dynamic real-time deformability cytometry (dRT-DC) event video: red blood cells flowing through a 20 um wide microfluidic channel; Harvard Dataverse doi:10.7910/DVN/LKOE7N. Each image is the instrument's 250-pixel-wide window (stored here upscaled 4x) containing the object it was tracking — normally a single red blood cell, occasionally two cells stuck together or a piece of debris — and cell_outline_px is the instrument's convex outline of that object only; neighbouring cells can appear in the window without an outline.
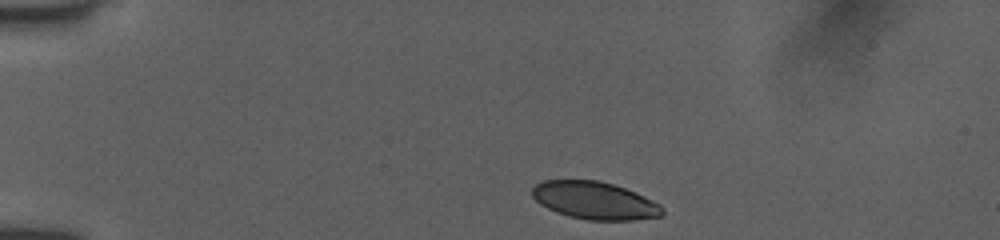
{"species": "human", "species_latin": "Homo sapiens", "temperature_condition": "room temperature", "stored_images_in_passage": 11, "camera_frame_rate_fps": 3000, "um_per_image_px": 0.085, "donor": {"sex": "female"}, "frame": {"image": 1, "passage_image": 1, "time_ms": 0.0, "image_size_px": [1000, 240], "cell_outline_px": [[664, 216], [636, 220], [588, 220], [568, 216], [556, 212], [540, 204], [532, 196], [532, 188], [536, 184], [544, 180], [600, 180], [636, 192], [660, 204], [664, 208]], "centroid_in_image_um": [50.58, 17.05], "position_along_channel_um": 34.4, "area_um2": 28.67}}
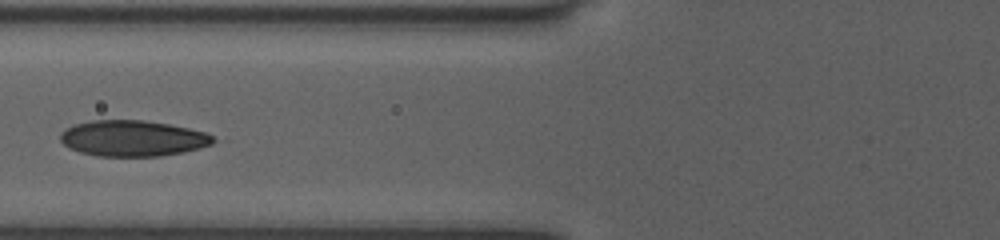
{"frame": {"image": 2, "passage_image": 7, "time_ms": 3.667, "image_size_px": [1000, 240], "cell_outline_px": [[220, 140], [212, 144], [200, 148], [184, 152], [160, 156], [96, 156], [80, 152], [68, 148], [60, 140], [60, 132], [64, 128], [76, 124], [92, 120], [144, 120], [168, 124], [188, 128], [204, 132]], "centroid_in_image_um": [11.28, 11.76], "position_along_channel_um": 114.5, "area_um2": 32.19}}
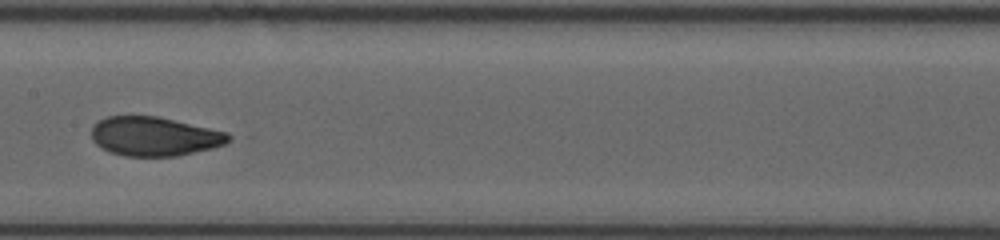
{"frame": {"image": 3, "passage_image": 10, "time_ms": 5.667, "image_size_px": [1000, 240], "cell_outline_px": [[236, 136], [232, 140], [224, 144], [212, 148], [176, 156], [124, 156], [108, 152], [96, 144], [92, 140], [92, 128], [100, 120], [108, 116], [156, 116], [228, 132]], "centroid_in_image_um": [13.16, 11.6], "position_along_channel_um": 194.2, "area_um2": 31.27}}